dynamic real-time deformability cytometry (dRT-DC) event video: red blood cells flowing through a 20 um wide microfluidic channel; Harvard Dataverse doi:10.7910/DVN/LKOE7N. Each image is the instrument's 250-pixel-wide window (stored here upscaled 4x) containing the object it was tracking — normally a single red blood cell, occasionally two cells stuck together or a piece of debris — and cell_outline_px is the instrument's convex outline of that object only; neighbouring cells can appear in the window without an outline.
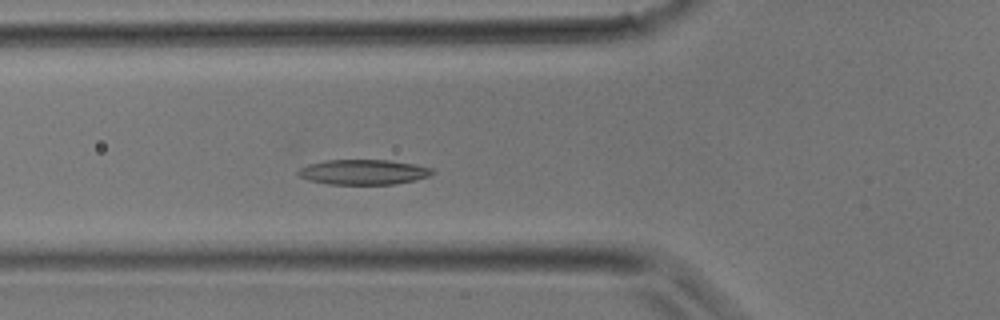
{"species": "common noctule bat (a hibernating species)", "species_latin": "Nyctalus noctula", "temperature_condition": "room temperature", "stored_images_in_passage": 31, "camera_frame_rate_fps": 3000, "um_per_image_px": 0.085, "animal": {"sex": "male", "body_mass_g": 17.9}, "frame": {"image": 1, "passage_image": 8, "time_ms": 2.333, "image_size_px": [1000, 320], "cell_outline_px": [[436, 172], [428, 176], [416, 180], [396, 184], [328, 184], [308, 180], [300, 176], [296, 172], [300, 168], [308, 164], [328, 160], [388, 160], [416, 164], [432, 168]], "centroid_in_image_um": [30.92, 14.62], "position_along_channel_um": 94.9, "area_um2": 19.65}}
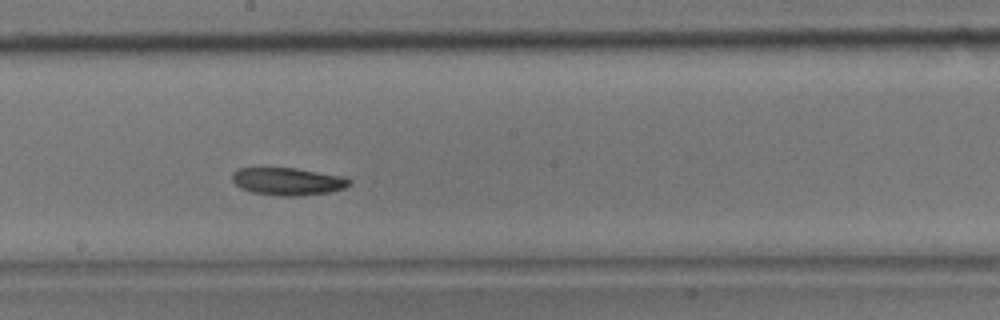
{"frame": {"image": 2, "passage_image": 15, "time_ms": 4.667, "image_size_px": [1000, 320], "cell_outline_px": [[352, 184], [344, 188], [328, 192], [300, 196], [280, 196], [252, 192], [240, 188], [232, 180], [232, 172], [240, 168], [296, 168], [344, 176], [352, 180]], "centroid_in_image_um": [24.49, 15.42], "position_along_channel_um": 223.7, "area_um2": 18.9}}
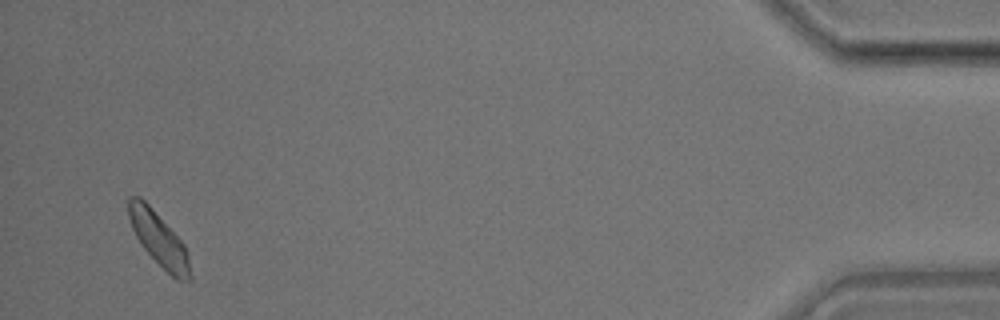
{"frame": {"image": 3, "passage_image": 30, "time_ms": 9.667, "image_size_px": [1000, 320], "cell_outline_px": [[192, 280], [188, 284], [176, 280], [140, 244], [132, 228], [128, 216], [128, 196], [140, 196], [148, 204], [184, 244], [188, 256], [192, 276]], "centroid_in_image_um": [13.52, 20.36], "position_along_channel_um": 421.7, "area_um2": 19.07}}